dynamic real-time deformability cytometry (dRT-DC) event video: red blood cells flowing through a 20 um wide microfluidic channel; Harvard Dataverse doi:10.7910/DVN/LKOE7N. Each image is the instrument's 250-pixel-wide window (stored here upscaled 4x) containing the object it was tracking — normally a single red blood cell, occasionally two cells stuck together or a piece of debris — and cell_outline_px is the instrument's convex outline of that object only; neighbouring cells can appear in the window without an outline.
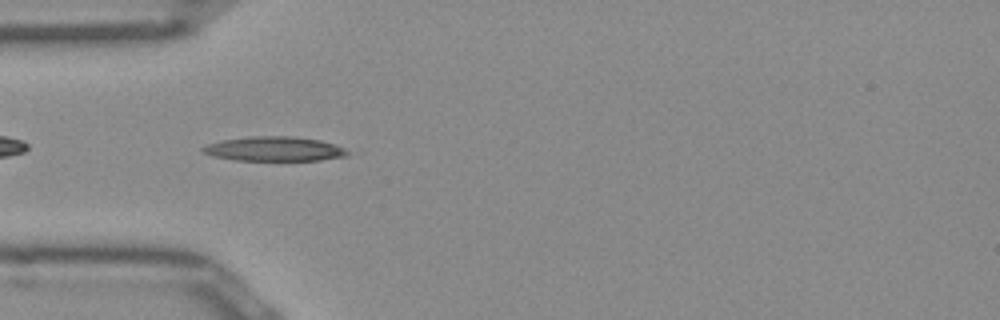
{"species": "Egyptian fruit bat (a non-hibernating species)", "species_latin": "Rousettus aegyptiacus", "temperature_condition": "room temperature", "stored_images_in_passage": 39, "camera_frame_rate_fps": 3000, "um_per_image_px": 0.085, "frame": {"image": 1, "passage_image": 4, "time_ms": 1.0, "image_size_px": [1000, 320], "cell_outline_px": [[348, 156], [320, 160], [236, 160], [212, 156], [204, 152], [200, 148], [208, 144], [224, 140], [252, 136], [296, 136], [320, 140], [344, 148], [348, 152]], "centroid_in_image_um": [23.33, 12.65], "position_along_channel_um": 61.7, "area_um2": 20.46}}
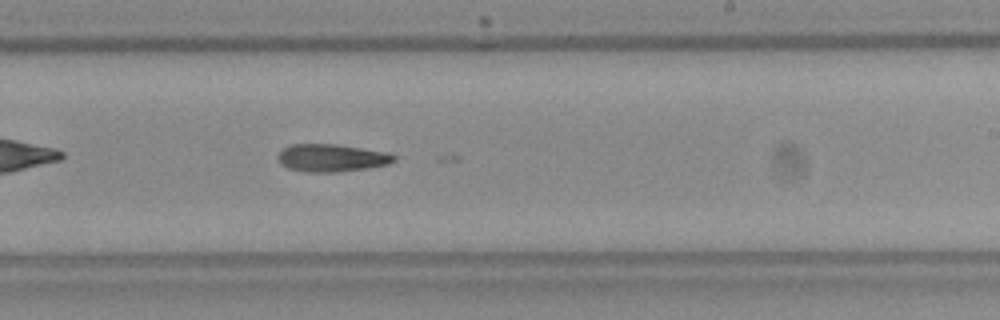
{"frame": {"image": 2, "passage_image": 19, "time_ms": 6.0, "image_size_px": [1000, 320], "cell_outline_px": [[396, 160], [388, 164], [364, 168], [336, 172], [308, 172], [288, 168], [280, 164], [276, 156], [284, 148], [292, 144], [336, 144], [384, 152], [396, 156]], "centroid_in_image_um": [28.13, 13.42], "position_along_channel_um": 260.9, "area_um2": 18.44}}
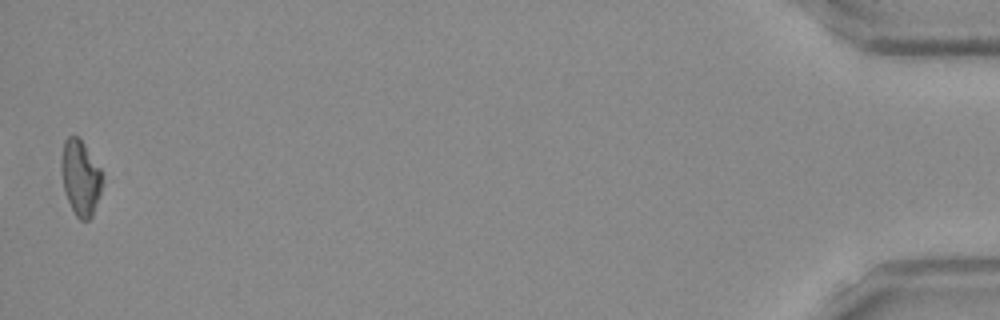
{"frame": {"image": 3, "passage_image": 39, "time_ms": 12.667, "image_size_px": [1000, 320], "cell_outline_px": [[100, 192], [92, 216], [88, 220], [80, 220], [76, 216], [68, 200], [64, 188], [60, 164], [60, 160], [64, 140], [68, 136], [76, 136], [84, 144], [100, 168]], "centroid_in_image_um": [6.8, 15.09], "position_along_channel_um": 428.4, "area_um2": 17.51}}